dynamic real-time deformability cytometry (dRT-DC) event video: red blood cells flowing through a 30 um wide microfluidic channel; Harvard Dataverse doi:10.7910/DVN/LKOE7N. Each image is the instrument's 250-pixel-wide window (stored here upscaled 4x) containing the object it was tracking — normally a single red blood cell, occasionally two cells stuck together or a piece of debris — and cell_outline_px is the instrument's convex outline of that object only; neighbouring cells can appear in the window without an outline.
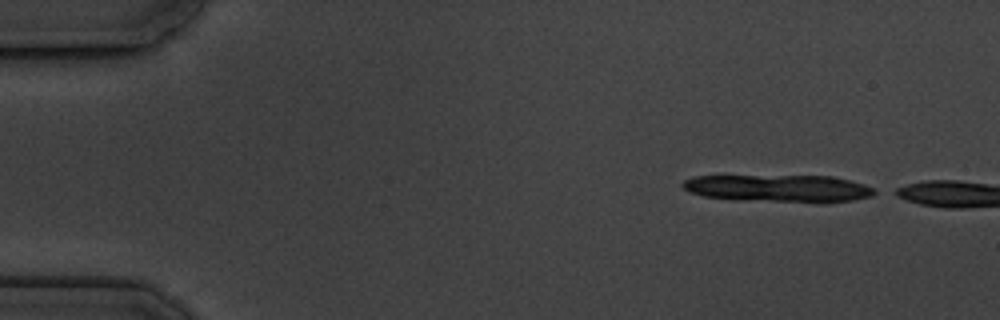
{"species": "common noctule bat (a hibernating species)", "species_latin": "Nyctalus noctula", "temperature_condition": "cold", "stored_images_in_passage": 4, "camera_frame_rate_fps": 3000, "um_per_image_px": 0.085, "animal": {"sex": "male", "body_mass_g": 19.5, "forearm_length_mm": 54.6}, "frame": {"image": 1, "passage_image": 1, "time_ms": 0.0, "image_size_px": [1000, 320], "cell_outline_px": [[880, 192], [872, 196], [852, 200], [824, 204], [820, 204], [736, 200], [704, 196], [692, 192], [684, 188], [680, 184], [684, 180], [692, 176], [832, 176], [864, 184], [876, 188]], "centroid_in_image_um": [66.28, 16.04], "position_along_channel_um": 18.7, "area_um2": 31.33}}